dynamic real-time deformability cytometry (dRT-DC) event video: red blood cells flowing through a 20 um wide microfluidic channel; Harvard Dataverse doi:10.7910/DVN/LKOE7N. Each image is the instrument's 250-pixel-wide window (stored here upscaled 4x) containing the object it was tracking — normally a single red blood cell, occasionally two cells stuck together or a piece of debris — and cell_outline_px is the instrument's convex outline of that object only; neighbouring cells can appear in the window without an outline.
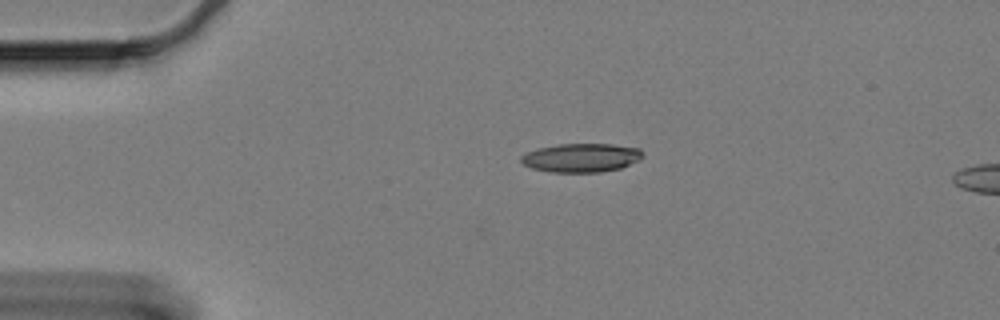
{"species": "Egyptian fruit bat (a non-hibernating species)", "species_latin": "Rousettus aegyptiacus", "temperature_condition": "cold", "stored_images_in_passage": 6, "camera_frame_rate_fps": 3000, "um_per_image_px": 0.085, "animal": {"sex": "female"}, "frame": {"image": 1, "passage_image": 1, "time_ms": 0.0, "image_size_px": [1000, 320], "cell_outline_px": [[644, 156], [640, 160], [620, 168], [600, 172], [552, 172], [532, 168], [524, 164], [520, 160], [520, 156], [536, 148], [560, 144], [612, 144], [640, 148], [644, 152]], "centroid_in_image_um": [49.44, 13.4], "position_along_channel_um": 35.6, "area_um2": 20.46}}